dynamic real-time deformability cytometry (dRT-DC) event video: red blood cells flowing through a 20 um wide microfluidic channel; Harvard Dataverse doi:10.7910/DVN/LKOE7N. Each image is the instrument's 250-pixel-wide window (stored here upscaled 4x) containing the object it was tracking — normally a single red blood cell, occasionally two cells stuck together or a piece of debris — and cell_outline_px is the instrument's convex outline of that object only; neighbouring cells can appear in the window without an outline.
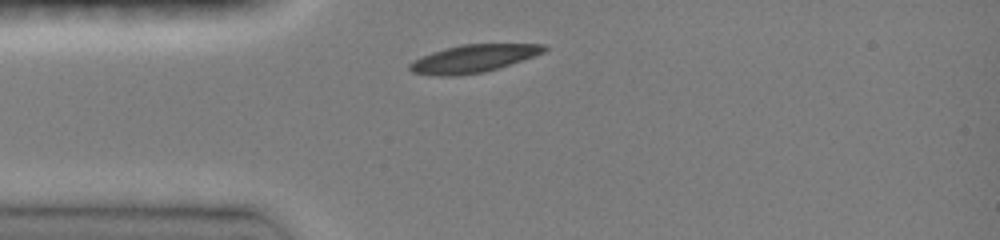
{"species": "common noctule bat (a hibernating species)", "species_latin": "Nyctalus noctula", "temperature_condition": "room temperature", "stored_images_in_passage": 5, "camera_frame_rate_fps": 3000, "um_per_image_px": 0.085, "animal": {"sex": "female", "body_mass_g": 19.0, "forearm_length_mm": 51.5}, "frame": {"image": 1, "passage_image": 1, "time_ms": 0.0, "image_size_px": [1000, 240], "cell_outline_px": [[548, 48], [544, 52], [484, 72], [456, 76], [436, 76], [412, 72], [408, 68], [408, 64], [432, 52], [444, 48], [460, 44], [548, 44]], "centroid_in_image_um": [40.21, 4.97], "position_along_channel_um": 44.8, "area_um2": 21.44}}